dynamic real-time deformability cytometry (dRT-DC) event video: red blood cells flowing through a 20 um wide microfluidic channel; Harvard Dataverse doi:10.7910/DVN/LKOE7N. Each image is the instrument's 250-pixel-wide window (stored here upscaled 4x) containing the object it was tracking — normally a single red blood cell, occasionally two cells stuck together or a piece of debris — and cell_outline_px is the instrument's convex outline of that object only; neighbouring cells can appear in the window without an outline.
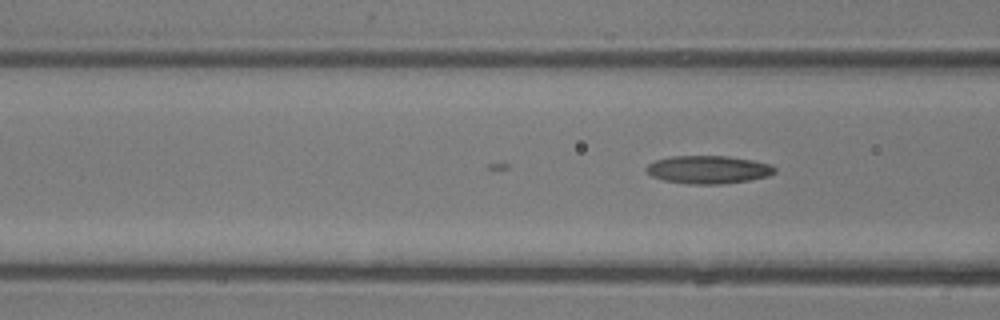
{"species": "common noctule bat (a hibernating species)", "species_latin": "Nyctalus noctula", "temperature_condition": "room temperature", "stored_images_in_passage": 4, "camera_frame_rate_fps": 3000, "um_per_image_px": 0.085, "animal": {"sex": "male", "body_mass_g": 13.3}, "frame": {"image": 1, "passage_image": 4, "time_ms": 1.0, "image_size_px": [1000, 320], "cell_outline_px": [[776, 172], [768, 176], [748, 180], [720, 184], [688, 184], [664, 180], [652, 176], [644, 168], [648, 164], [656, 160], [672, 156], [728, 156], [752, 160], [772, 164], [776, 168]], "centroid_in_image_um": [60.22, 14.41], "position_along_channel_um": 106.4, "area_um2": 20.92}}